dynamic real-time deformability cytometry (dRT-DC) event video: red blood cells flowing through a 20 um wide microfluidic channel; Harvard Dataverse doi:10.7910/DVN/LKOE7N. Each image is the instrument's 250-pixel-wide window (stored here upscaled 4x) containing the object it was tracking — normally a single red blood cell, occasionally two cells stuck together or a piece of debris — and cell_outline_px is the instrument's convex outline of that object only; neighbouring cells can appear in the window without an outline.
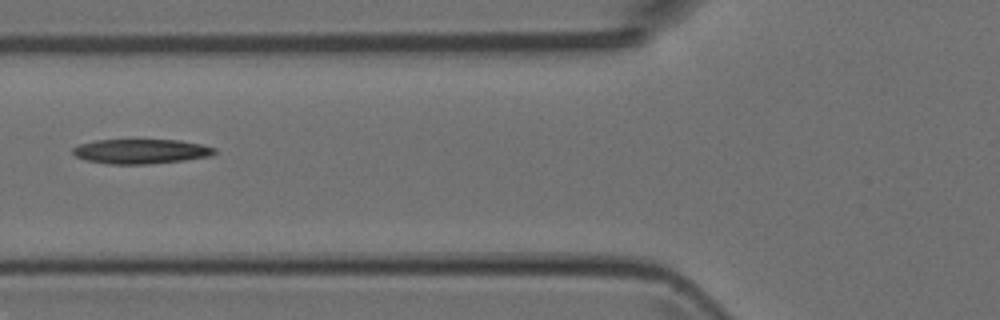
{"species": "Egyptian fruit bat (a non-hibernating species)", "species_latin": "Rousettus aegyptiacus", "temperature_condition": "room temperature", "stored_images_in_passage": 2, "camera_frame_rate_fps": 3000, "um_per_image_px": 0.085, "animal": {"sex": "female"}, "frame": {"image": 1, "passage_image": 2, "time_ms": 2.0, "image_size_px": [1000, 320], "cell_outline_px": [[216, 152], [212, 156], [184, 160], [148, 164], [108, 164], [88, 160], [76, 156], [72, 152], [72, 148], [80, 144], [96, 140], [180, 140], [204, 144], [216, 148]], "centroid_in_image_um": [12.03, 12.86], "position_along_channel_um": 113.8, "area_um2": 20.4}}